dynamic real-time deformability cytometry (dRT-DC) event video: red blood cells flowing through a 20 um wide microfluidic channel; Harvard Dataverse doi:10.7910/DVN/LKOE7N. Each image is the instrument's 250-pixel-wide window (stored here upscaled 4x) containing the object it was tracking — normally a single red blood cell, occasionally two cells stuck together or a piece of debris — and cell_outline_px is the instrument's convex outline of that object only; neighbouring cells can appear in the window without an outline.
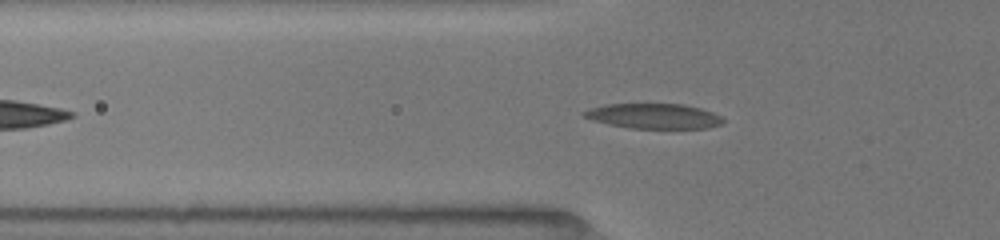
{"species": "common noctule bat (a hibernating species)", "species_latin": "Nyctalus noctula", "temperature_condition": "room temperature", "stored_images_in_passage": 38, "camera_frame_rate_fps": 3000, "um_per_image_px": 0.085, "animal": {"sex": "female", "body_mass_g": 19.5, "forearm_length_mm": 54.1}, "frame": {"image": 1, "passage_image": 8, "time_ms": 3.0, "image_size_px": [1000, 240], "cell_outline_px": [[724, 124], [708, 128], [632, 128], [608, 124], [592, 120], [580, 116], [580, 112], [588, 108], [604, 104], [684, 104], [700, 108], [712, 112], [720, 116], [724, 120]], "centroid_in_image_um": [55.52, 9.86], "position_along_channel_um": 70.3, "area_um2": 20.52}}
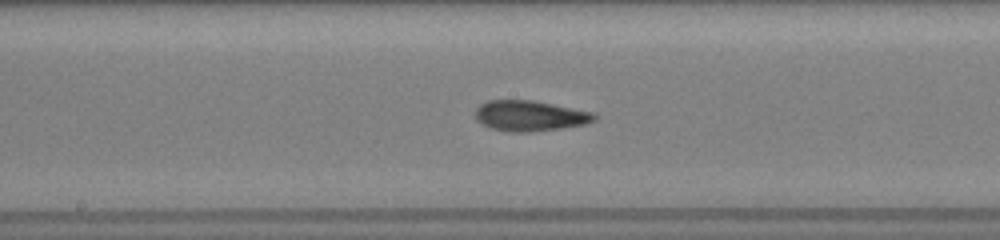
{"frame": {"image": 2, "passage_image": 17, "time_ms": 6.333, "image_size_px": [1000, 240], "cell_outline_px": [[596, 120], [584, 124], [560, 128], [532, 132], [512, 132], [492, 128], [476, 120], [476, 108], [480, 104], [488, 100], [532, 100], [592, 112], [596, 116]], "centroid_in_image_um": [45.02, 9.84], "position_along_channel_um": 203.2, "area_um2": 20.92}}
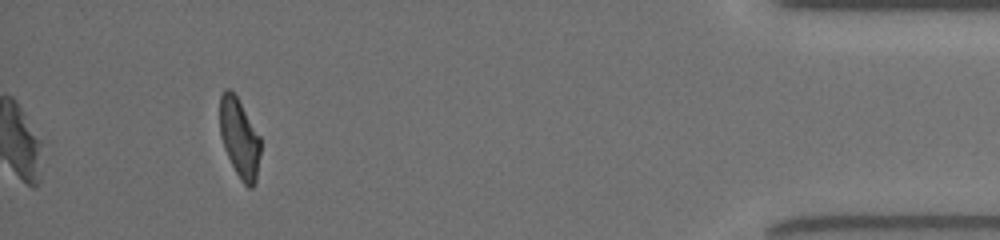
{"frame": {"image": 3, "passage_image": 35, "time_ms": 13.0, "image_size_px": [1000, 240], "cell_outline_px": [[260, 152], [256, 184], [252, 188], [248, 188], [240, 180], [224, 148], [220, 136], [220, 96], [224, 88], [228, 88], [236, 96], [260, 136]], "centroid_in_image_um": [20.35, 11.77], "position_along_channel_um": 414.8, "area_um2": 18.73}, "authors_computed_cell_mechanics": {"area_um2": 20.4034, "velocity_mm_per_s": 4.0152, "shape_relaxation_time_tau1_ms": 5.0034, "shape_relaxation_time_tau2_ms": 1.6711, "deformation_change_tau1": 0.1912, "deformation_change_tau2": 0.0956}}